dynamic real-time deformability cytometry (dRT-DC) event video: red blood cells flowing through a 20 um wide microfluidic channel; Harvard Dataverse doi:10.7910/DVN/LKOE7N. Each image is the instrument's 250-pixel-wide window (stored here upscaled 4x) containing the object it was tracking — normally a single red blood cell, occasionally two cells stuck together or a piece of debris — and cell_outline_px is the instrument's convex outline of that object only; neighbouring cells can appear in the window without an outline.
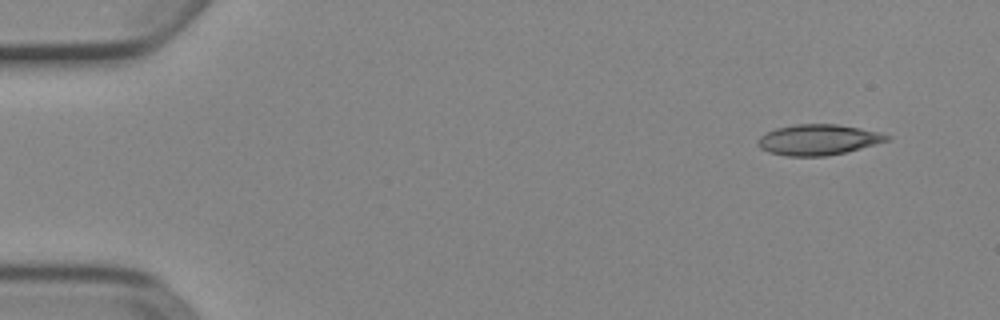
{"species": "Egyptian fruit bat (a non-hibernating species)", "species_latin": "Rousettus aegyptiacus", "temperature_condition": "cold", "stored_images_in_passage": 5, "camera_frame_rate_fps": 3000, "um_per_image_px": 0.085, "animal": {"sex": "female"}, "frame": {"image": 1, "passage_image": 1, "time_ms": 0.0, "image_size_px": [1000, 320], "cell_outline_px": [[892, 140], [828, 156], [788, 156], [768, 152], [760, 148], [756, 144], [756, 140], [760, 136], [776, 128], [796, 124], [836, 124], [860, 128], [880, 132], [892, 136]], "centroid_in_image_um": [69.56, 11.87], "position_along_channel_um": 15.4, "area_um2": 23.12}}
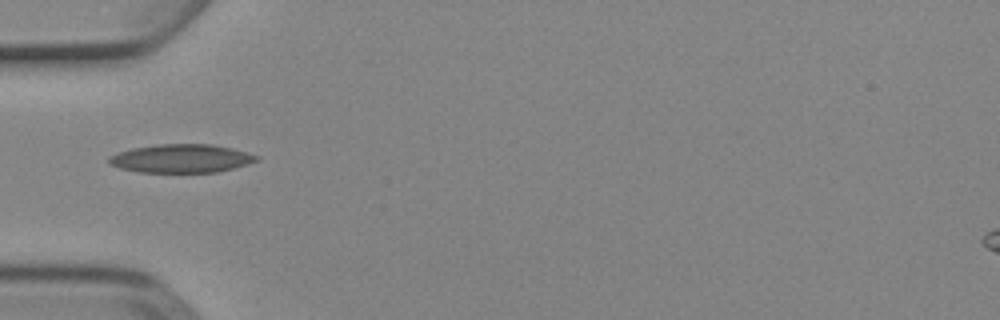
{"frame": {"image": 2, "passage_image": 4, "time_ms": 1.0, "image_size_px": [1000, 320], "cell_outline_px": [[260, 160], [248, 164], [216, 172], [140, 172], [120, 168], [108, 164], [108, 156], [116, 152], [132, 148], [156, 144], [212, 144], [232, 148], [248, 152], [260, 156]], "centroid_in_image_um": [15.4, 13.46], "position_along_channel_um": 69.6, "area_um2": 24.68}}
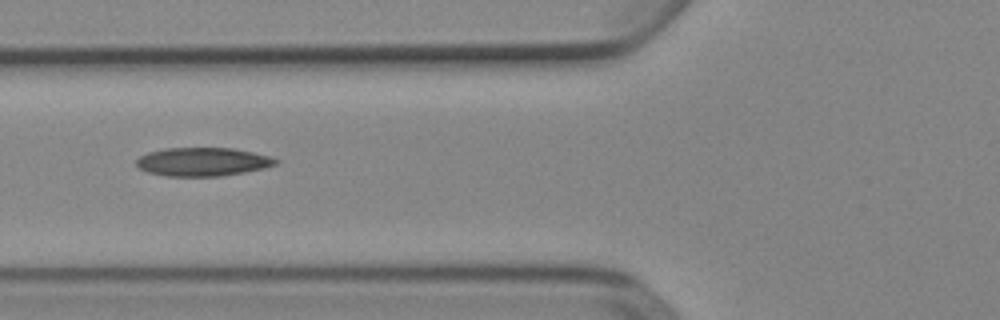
{"frame": {"image": 3, "passage_image": 5, "time_ms": 1.333, "image_size_px": [1000, 320], "cell_outline_px": [[280, 160], [276, 164], [264, 168], [244, 172], [220, 176], [164, 176], [148, 172], [140, 168], [136, 164], [136, 160], [140, 156], [148, 152], [164, 148], [232, 148], [252, 152], [268, 156]], "centroid_in_image_um": [17.21, 13.75], "position_along_channel_um": 108.6, "area_um2": 23.06}}